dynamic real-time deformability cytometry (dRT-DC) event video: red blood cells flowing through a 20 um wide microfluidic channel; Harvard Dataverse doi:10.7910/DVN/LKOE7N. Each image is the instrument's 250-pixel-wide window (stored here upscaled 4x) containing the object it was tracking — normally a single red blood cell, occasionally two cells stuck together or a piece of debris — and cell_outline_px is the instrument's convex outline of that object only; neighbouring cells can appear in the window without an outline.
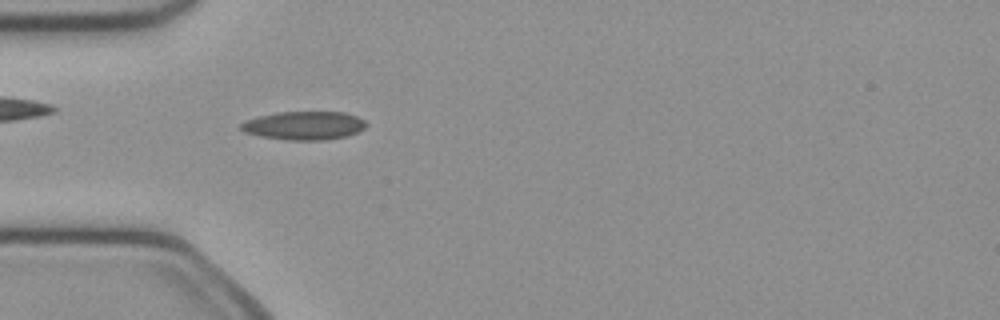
{"species": "common noctule bat (a hibernating species)", "species_latin": "Nyctalus noctula", "temperature_condition": "cold", "stored_images_in_passage": 43, "camera_frame_rate_fps": 3000, "um_per_image_px": 0.085, "animal": {"sex": "female", "body_mass_g": 21.9}, "frame": {"image": 1, "passage_image": 8, "time_ms": 2.333, "image_size_px": [1000, 320], "cell_outline_px": [[368, 124], [364, 128], [356, 132], [344, 136], [324, 140], [288, 140], [260, 136], [244, 132], [240, 128], [240, 124], [244, 120], [276, 112], [344, 112], [356, 116], [364, 120]], "centroid_in_image_um": [25.82, 10.67], "position_along_channel_um": 59.2, "area_um2": 20.69}}
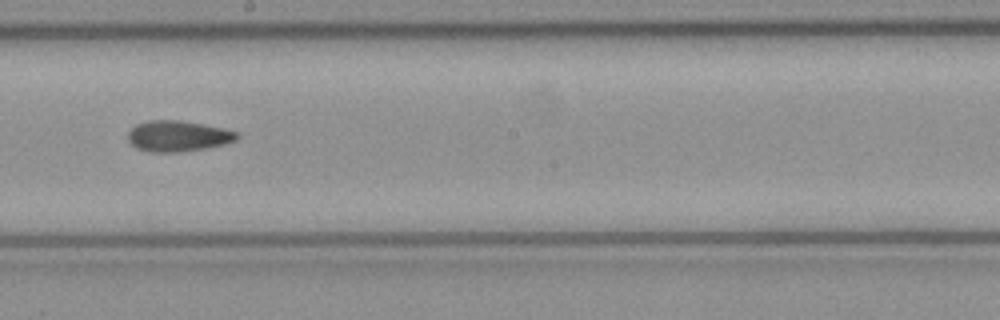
{"frame": {"image": 2, "passage_image": 21, "time_ms": 6.667, "image_size_px": [1000, 320], "cell_outline_px": [[240, 136], [236, 140], [224, 144], [204, 148], [176, 152], [148, 152], [136, 148], [128, 140], [128, 132], [136, 124], [148, 120], [180, 120], [204, 124], [224, 128], [240, 132]], "centroid_in_image_um": [15.14, 11.55], "position_along_channel_um": 233.1, "area_um2": 19.71}}
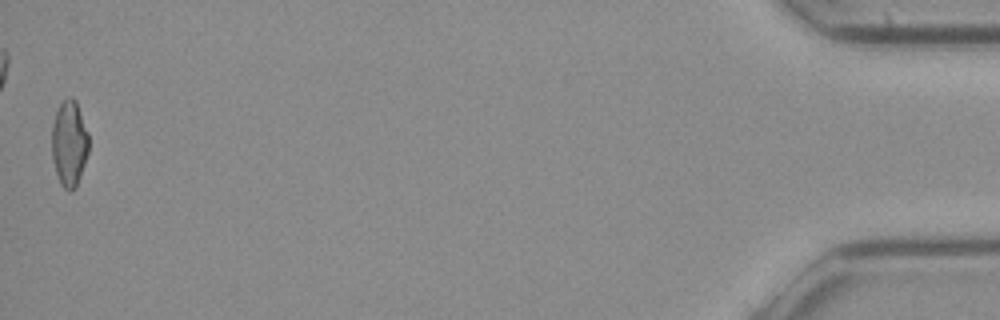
{"frame": {"image": 3, "passage_image": 43, "time_ms": 14.0, "image_size_px": [1000, 320], "cell_outline_px": [[88, 152], [80, 176], [76, 184], [68, 192], [60, 184], [56, 172], [52, 156], [52, 124], [56, 112], [60, 104], [68, 96], [72, 96], [76, 100], [88, 132]], "centroid_in_image_um": [5.88, 12.15], "position_along_channel_um": 429.3, "area_um2": 18.32}, "authors_computed_cell_mechanics": {"area_um2": 19.363, "velocity_mm_per_s": 4.0481, "shape_relaxation_time_tau1_ms": null, "shape_relaxation_time_tau2_ms": 5.6313, "deformation_change_tau1": null, "deformation_change_tau2": 0.1388}}